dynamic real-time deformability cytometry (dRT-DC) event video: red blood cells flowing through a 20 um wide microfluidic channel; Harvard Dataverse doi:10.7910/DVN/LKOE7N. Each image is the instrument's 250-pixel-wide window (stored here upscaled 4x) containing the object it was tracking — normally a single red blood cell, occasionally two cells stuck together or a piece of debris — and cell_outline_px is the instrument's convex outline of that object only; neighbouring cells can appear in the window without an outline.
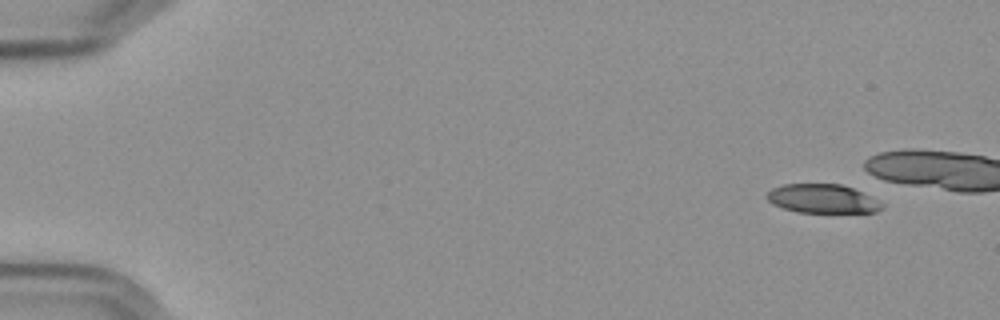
{"species": "Egyptian fruit bat (a non-hibernating species)", "species_latin": "Rousettus aegyptiacus", "temperature_condition": "cold", "stored_images_in_passage": 43, "camera_frame_rate_fps": 3000, "um_per_image_px": 0.085, "frame": {"image": 1, "passage_image": 1, "time_ms": 0.0, "image_size_px": [1000, 320], "cell_outline_px": [[884, 204], [876, 212], [796, 212], [772, 204], [764, 196], [772, 188], [784, 184], [840, 184], [852, 188]], "centroid_in_image_um": [69.84, 16.89], "position_along_channel_um": 15.2, "area_um2": 19.07}}
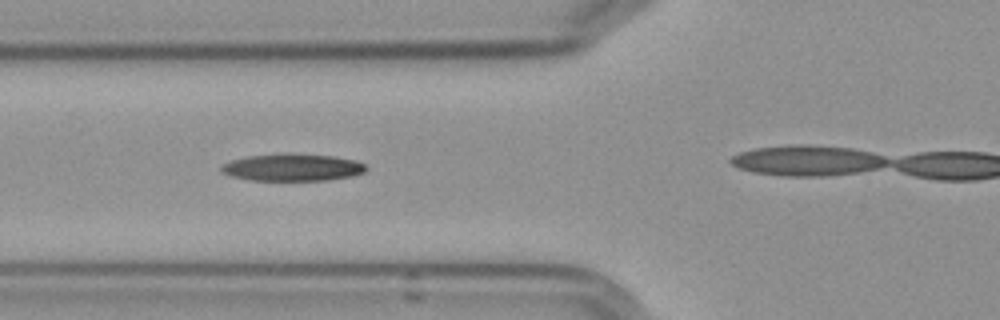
{"frame": {"image": 2, "passage_image": 19, "time_ms": 6.0, "image_size_px": [1000, 320], "cell_outline_px": [[368, 168], [364, 172], [352, 176], [328, 180], [248, 180], [232, 176], [220, 172], [220, 164], [232, 160], [248, 156], [284, 152], [288, 152], [332, 156], [352, 160], [364, 164]], "centroid_in_image_um": [24.81, 14.22], "position_along_channel_um": 101.0, "area_um2": 23.18}}
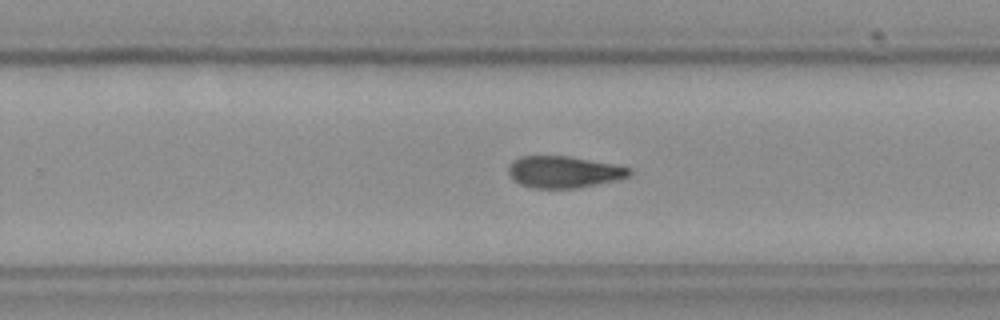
{"frame": {"image": 3, "passage_image": 34, "time_ms": 11.0, "image_size_px": [1000, 320], "cell_outline_px": [[632, 172], [628, 176], [616, 180], [580, 188], [532, 188], [520, 184], [512, 180], [508, 172], [508, 168], [512, 160], [520, 156], [568, 156], [612, 164], [628, 168]], "centroid_in_image_um": [47.86, 14.62], "position_along_channel_um": 281.9, "area_um2": 22.31}}